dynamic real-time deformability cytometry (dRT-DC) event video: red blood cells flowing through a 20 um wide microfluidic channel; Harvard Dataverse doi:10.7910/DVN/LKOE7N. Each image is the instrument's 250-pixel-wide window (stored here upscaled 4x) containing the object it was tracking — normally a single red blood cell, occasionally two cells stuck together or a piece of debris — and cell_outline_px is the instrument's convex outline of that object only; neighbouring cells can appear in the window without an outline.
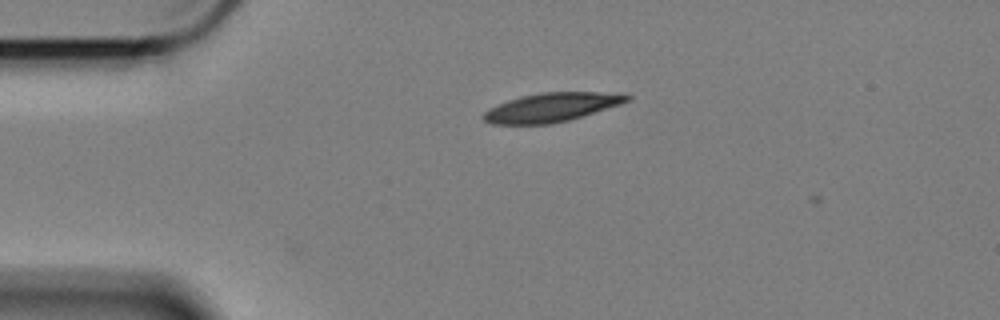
{"species": "Egyptian fruit bat (a non-hibernating species)", "species_latin": "Rousettus aegyptiacus", "temperature_condition": "cold", "stored_images_in_passage": 2, "camera_frame_rate_fps": 3000, "um_per_image_px": 0.085, "animal": {"sex": "female"}, "frame": {"image": 1, "passage_image": 2, "time_ms": 0.333, "image_size_px": [1000, 320], "cell_outline_px": [[632, 100], [620, 104], [568, 120], [552, 124], [492, 124], [484, 120], [480, 116], [488, 108], [508, 100], [520, 96], [540, 92], [628, 92], [632, 96]], "centroid_in_image_um": [46.91, 9.1], "position_along_channel_um": 38.1, "area_um2": 24.45}}